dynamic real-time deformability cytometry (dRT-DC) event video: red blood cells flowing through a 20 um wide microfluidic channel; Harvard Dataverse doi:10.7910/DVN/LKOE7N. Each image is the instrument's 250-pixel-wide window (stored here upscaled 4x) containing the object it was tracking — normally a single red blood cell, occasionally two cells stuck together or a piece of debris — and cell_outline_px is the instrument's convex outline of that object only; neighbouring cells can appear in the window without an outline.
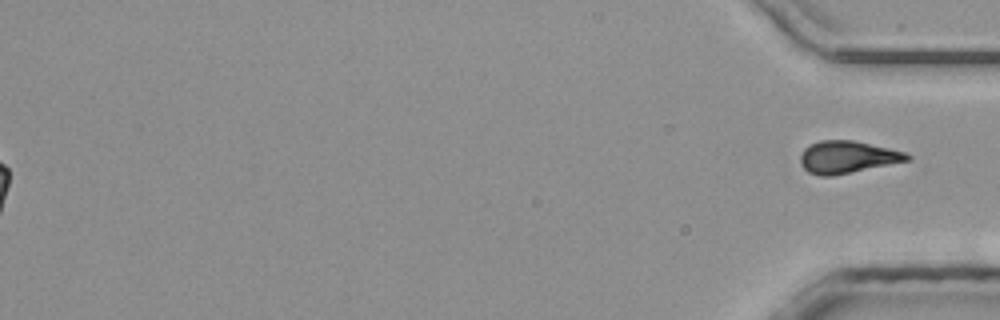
{"species": "common noctule bat (a hibernating species)", "species_latin": "Nyctalus noctula", "temperature_condition": "room temperature", "stored_images_in_passage": 50, "segment_of_instrument_passage": [2, 2], "camera_frame_rate_fps": 3000, "um_per_image_px": 0.085, "animal": {"sex": "male", "body_mass_g": 20.4}, "frame": {"image": 1, "passage_image": 50, "time_ms": 16.333, "image_size_px": [1000, 320], "cell_outline_px": [[912, 160], [832, 176], [820, 176], [808, 172], [800, 164], [800, 156], [804, 148], [820, 140], [852, 140], [908, 152], [912, 156]], "centroid_in_image_um": [72.06, 13.35], "position_along_channel_um": 363.1, "area_um2": 20.23}}